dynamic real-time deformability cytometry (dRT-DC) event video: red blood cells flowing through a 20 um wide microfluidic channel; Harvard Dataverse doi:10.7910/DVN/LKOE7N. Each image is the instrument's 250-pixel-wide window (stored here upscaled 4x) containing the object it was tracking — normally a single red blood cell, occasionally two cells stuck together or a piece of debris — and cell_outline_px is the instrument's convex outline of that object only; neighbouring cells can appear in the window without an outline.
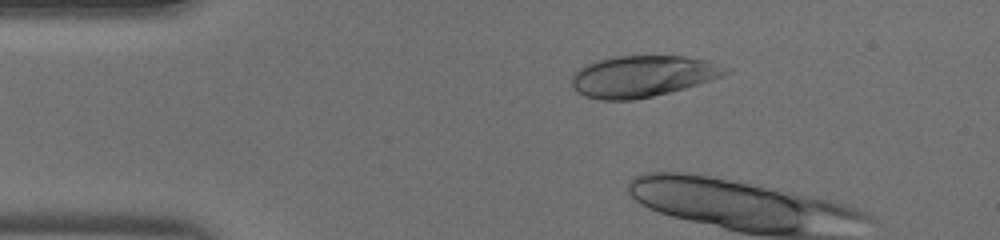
{"species": "human", "species_latin": "Homo sapiens", "temperature_condition": "warm", "stored_images_in_passage": 12, "camera_frame_rate_fps": 3000, "um_per_image_px": 0.085, "donor": {"sex": "male"}, "frame": {"image": 1, "passage_image": 9, "time_ms": 2.667, "image_size_px": [1000, 240], "cell_outline_px": [[732, 72], [724, 76], [684, 88], [652, 96], [632, 100], [600, 100], [584, 96], [576, 92], [572, 88], [572, 72], [596, 60], [616, 56], [684, 56], [704, 60], [732, 68]], "centroid_in_image_um": [54.61, 6.48], "position_along_channel_um": 30.4, "area_um2": 37.22}}